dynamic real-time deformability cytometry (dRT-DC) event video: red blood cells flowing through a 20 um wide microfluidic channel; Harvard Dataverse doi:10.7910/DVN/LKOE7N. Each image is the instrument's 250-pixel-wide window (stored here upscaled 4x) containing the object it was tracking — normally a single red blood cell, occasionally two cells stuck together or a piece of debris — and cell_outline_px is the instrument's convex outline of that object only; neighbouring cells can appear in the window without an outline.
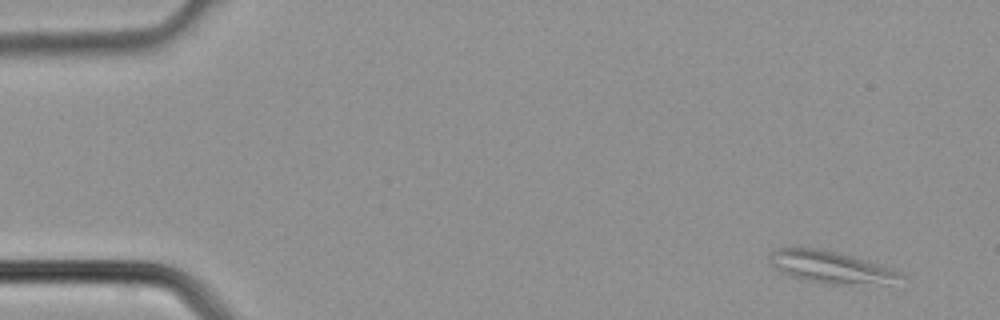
{"species": "common noctule bat (a hibernating species)", "species_latin": "Nyctalus noctula", "temperature_condition": "cold", "stored_images_in_passage": 3, "camera_frame_rate_fps": 3000, "um_per_image_px": 0.085, "animal": {"sex": "male", "body_mass_g": 21.5, "forearm_length_mm": 52.0}, "frame": {"image": 1, "passage_image": 3, "time_ms": 0.667, "image_size_px": [1000, 320], "cell_outline_px": [[904, 276], [888, 284], [828, 284], [788, 276], [780, 272], [768, 260], [768, 252], [776, 248], [820, 248], [852, 256], [892, 268], [900, 272]], "centroid_in_image_um": [70.57, 22.7], "position_along_channel_um": 14.4, "area_um2": 24.51}}